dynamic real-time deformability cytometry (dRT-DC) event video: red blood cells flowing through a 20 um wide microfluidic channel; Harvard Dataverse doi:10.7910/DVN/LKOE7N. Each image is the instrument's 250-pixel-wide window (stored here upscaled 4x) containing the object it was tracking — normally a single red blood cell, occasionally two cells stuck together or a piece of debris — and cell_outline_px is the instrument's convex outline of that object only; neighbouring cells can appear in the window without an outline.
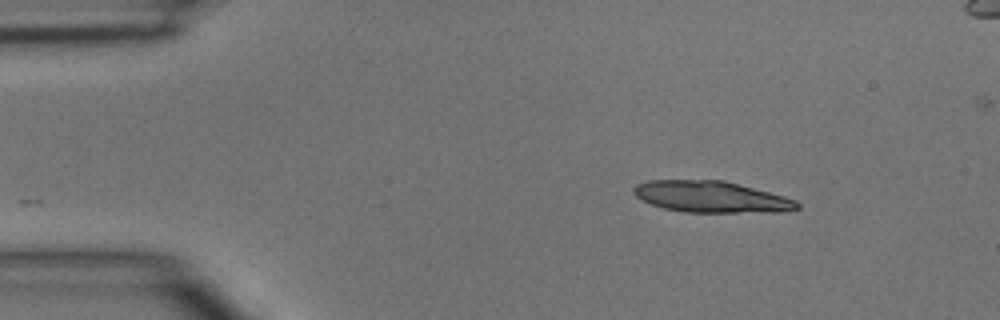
{"species": "common noctule bat (a hibernating species)", "species_latin": "Nyctalus noctula", "temperature_condition": "room temperature", "stored_images_in_passage": 38, "camera_frame_rate_fps": 3000, "um_per_image_px": 0.085, "animal": {"sex": "male", "body_mass_g": 15.6}, "frame": {"image": 1, "passage_image": 1, "time_ms": 0.0, "image_size_px": [1000, 320], "cell_outline_px": [[800, 208], [776, 212], [684, 212], [664, 208], [652, 204], [636, 196], [632, 192], [632, 188], [636, 184], [648, 180], [724, 180], [784, 196], [796, 200], [800, 204]], "centroid_in_image_um": [60.44, 16.72], "position_along_channel_um": 24.6, "area_um2": 29.77}}